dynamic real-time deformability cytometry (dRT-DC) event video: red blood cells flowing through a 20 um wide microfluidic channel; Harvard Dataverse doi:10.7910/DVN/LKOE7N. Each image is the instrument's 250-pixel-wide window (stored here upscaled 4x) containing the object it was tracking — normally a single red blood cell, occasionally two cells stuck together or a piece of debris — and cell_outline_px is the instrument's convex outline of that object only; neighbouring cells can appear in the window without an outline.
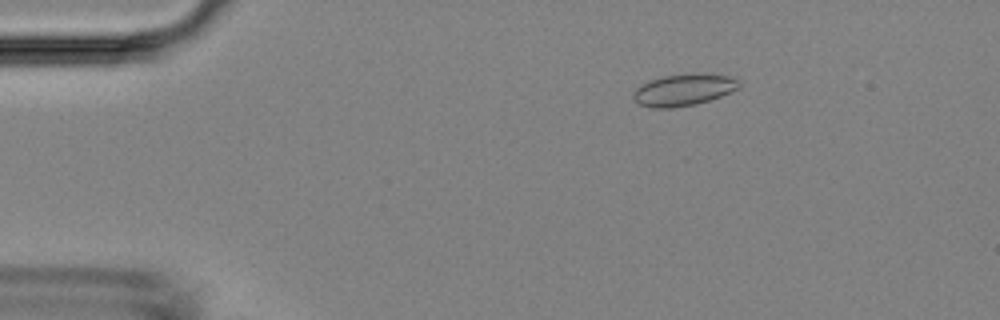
{"species": "Egyptian fruit bat (a non-hibernating species)", "species_latin": "Rousettus aegyptiacus", "temperature_condition": "room temperature", "stored_images_in_passage": 50, "camera_frame_rate_fps": 3000, "um_per_image_px": 0.085, "animal": {"sex": "female"}, "frame": {"image": 1, "passage_image": 9, "time_ms": 2.667, "image_size_px": [1000, 320], "cell_outline_px": [[740, 88], [720, 96], [708, 100], [692, 104], [672, 108], [652, 108], [640, 104], [632, 96], [636, 88], [652, 80], [664, 76], [688, 72], [696, 72], [728, 76], [740, 80]], "centroid_in_image_um": [58.14, 7.61], "position_along_channel_um": 26.9, "area_um2": 19.48}}
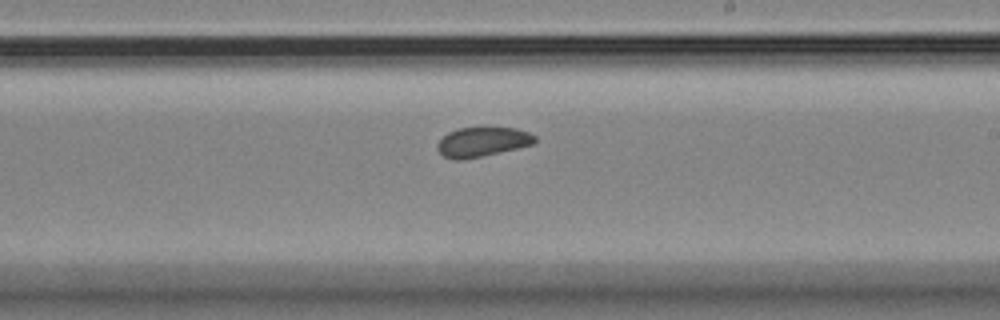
{"frame": {"image": 2, "passage_image": 30, "time_ms": 9.667, "image_size_px": [1000, 320], "cell_outline_px": [[536, 140], [532, 144], [484, 156], [464, 160], [452, 160], [444, 156], [436, 148], [436, 144], [448, 132], [456, 128], [516, 128], [528, 132], [536, 136]], "centroid_in_image_um": [40.96, 12.07], "position_along_channel_um": 248.0, "area_um2": 16.76}}
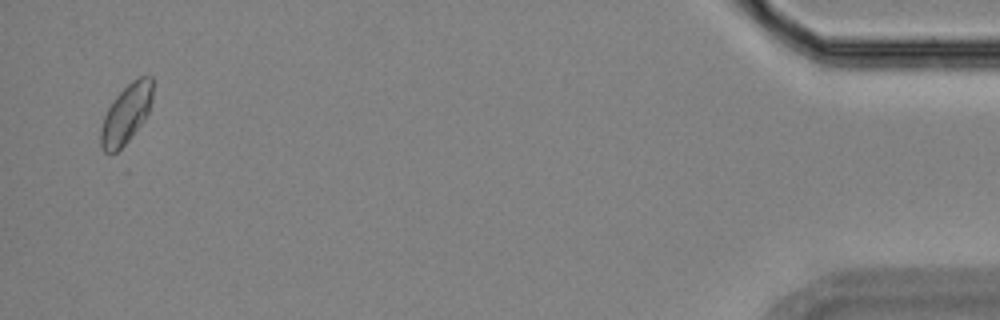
{"frame": {"image": 3, "passage_image": 49, "time_ms": 16.0, "image_size_px": [1000, 320], "cell_outline_px": [[152, 100], [148, 112], [144, 120], [128, 140], [116, 152], [104, 152], [100, 144], [100, 128], [104, 116], [108, 108], [116, 96], [132, 80], [140, 76], [152, 76]], "centroid_in_image_um": [10.72, 9.67], "position_along_channel_um": 424.5, "area_um2": 17.63}}